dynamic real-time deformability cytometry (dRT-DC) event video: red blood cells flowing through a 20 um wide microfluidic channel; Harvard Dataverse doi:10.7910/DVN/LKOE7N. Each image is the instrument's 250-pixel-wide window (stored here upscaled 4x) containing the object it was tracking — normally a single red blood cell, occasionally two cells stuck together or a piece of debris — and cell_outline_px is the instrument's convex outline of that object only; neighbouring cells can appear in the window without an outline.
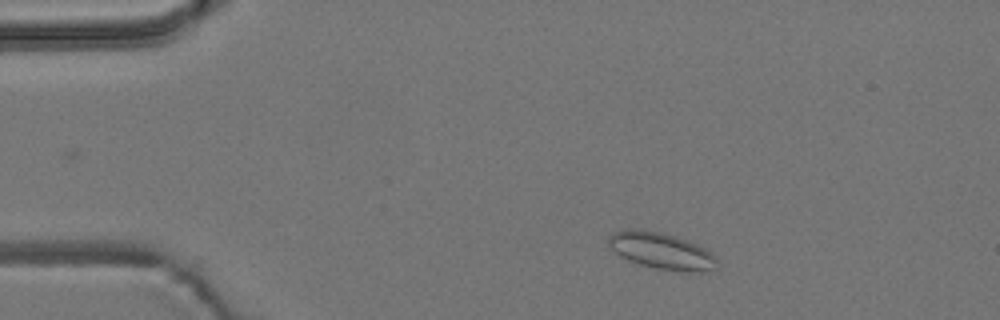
{"species": "common noctule bat (a hibernating species)", "species_latin": "Nyctalus noctula", "temperature_condition": "room temperature", "stored_images_in_passage": 3, "camera_frame_rate_fps": 3000, "um_per_image_px": 0.085, "animal": {"sex": "male", "body_mass_g": 19.2, "forearm_length_mm": 51.8}, "frame": {"image": 1, "passage_image": 2, "time_ms": 0.333, "image_size_px": [1000, 320], "cell_outline_px": [[720, 268], [700, 272], [680, 272], [656, 268], [640, 264], [628, 260], [620, 256], [608, 248], [608, 236], [612, 232], [632, 228], [640, 228], [660, 232], [676, 236], [688, 240], [704, 248], [716, 256], [720, 264]], "centroid_in_image_um": [56.24, 21.33], "position_along_channel_um": 28.8, "area_um2": 23.7}}